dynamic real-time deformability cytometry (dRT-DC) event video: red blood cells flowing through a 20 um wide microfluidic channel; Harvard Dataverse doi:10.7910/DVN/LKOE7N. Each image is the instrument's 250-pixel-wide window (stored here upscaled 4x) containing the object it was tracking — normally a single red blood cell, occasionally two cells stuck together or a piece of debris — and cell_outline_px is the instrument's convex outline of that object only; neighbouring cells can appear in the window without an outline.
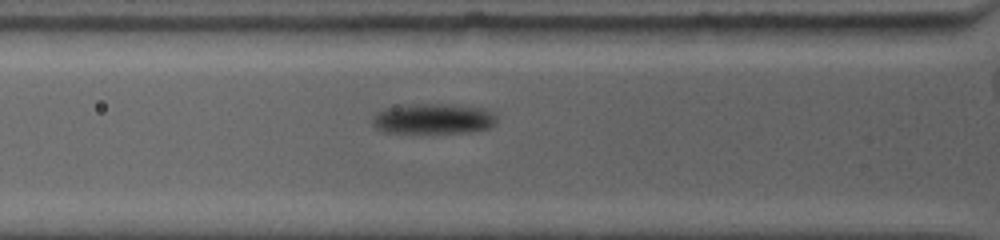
{"species": "common noctule bat (a hibernating species)", "species_latin": "Nyctalus noctula", "temperature_condition": "warm", "stored_images_in_passage": 34, "camera_frame_rate_fps": 4500, "um_per_image_px": 0.085, "animal": {"sex": "female", "body_mass_g": 19.0, "forearm_length_mm": 53.3}, "frame": {"image": 1, "passage_image": 3, "time_ms": 0.889, "image_size_px": [1000, 240], "cell_outline_px": [[496, 124], [488, 128], [468, 132], [384, 132], [376, 128], [372, 124], [372, 120], [376, 112], [384, 108], [412, 104], [444, 104], [484, 108], [492, 112], [496, 116]], "centroid_in_image_um": [36.82, 10.09], "position_along_channel_um": 89.0, "area_um2": 21.85}}
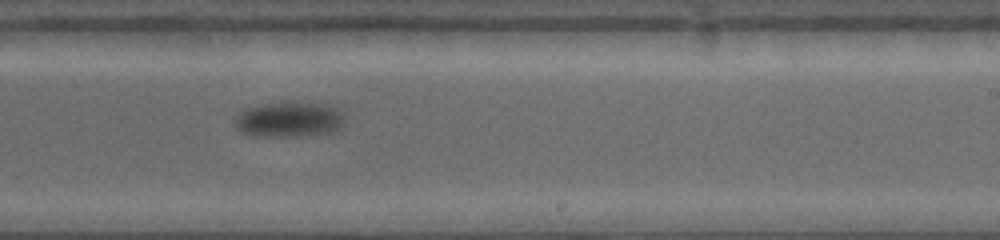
{"frame": {"image": 2, "passage_image": 18, "time_ms": 6.0, "image_size_px": [1000, 240], "cell_outline_px": [[344, 128], [336, 132], [300, 136], [248, 136], [240, 132], [236, 128], [236, 116], [240, 112], [248, 108], [268, 104], [324, 104], [340, 108], [344, 112]], "centroid_in_image_um": [24.66, 10.21], "position_along_channel_um": 264.3, "area_um2": 22.48}}
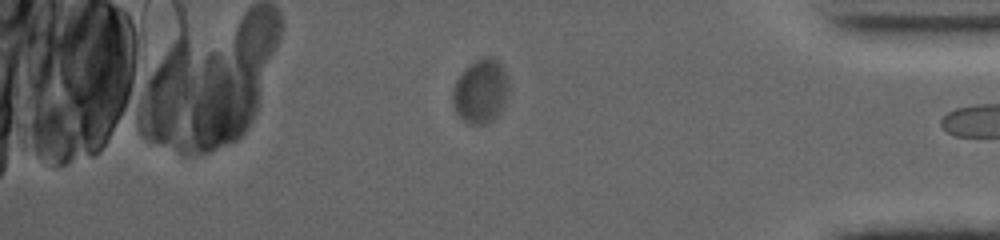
{"frame": {"image": 3, "passage_image": 33, "time_ms": 10.667, "image_size_px": [1000, 240], "cell_outline_px": [[508, 96], [504, 108], [488, 124], [472, 124], [464, 120], [456, 112], [452, 104], [452, 92], [456, 80], [464, 68], [468, 64], [484, 56], [488, 56], [496, 60], [500, 64], [508, 76]], "centroid_in_image_um": [40.86, 7.75], "position_along_channel_um": 394.3, "area_um2": 21.15}}